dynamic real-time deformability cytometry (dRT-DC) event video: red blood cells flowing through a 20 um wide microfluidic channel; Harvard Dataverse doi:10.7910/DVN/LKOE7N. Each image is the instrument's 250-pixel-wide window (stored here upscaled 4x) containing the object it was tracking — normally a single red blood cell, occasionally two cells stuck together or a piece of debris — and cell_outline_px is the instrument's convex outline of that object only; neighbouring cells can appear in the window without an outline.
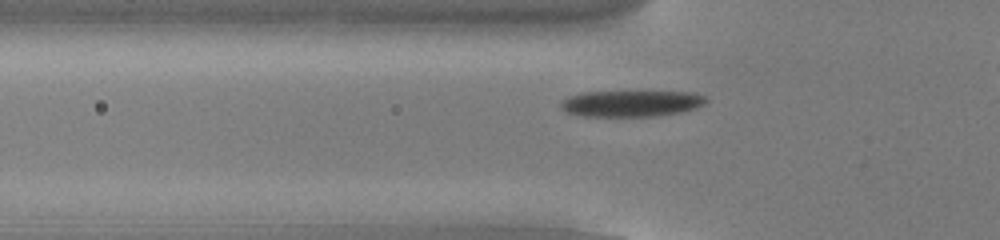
{"species": "common noctule bat (a hibernating species)", "species_latin": "Nyctalus noctula", "temperature_condition": "cold", "stored_images_in_passage": 42, "camera_frame_rate_fps": 3000, "um_per_image_px": 0.085, "animal": {"sex": "male", "body_mass_g": 13.0, "forearm_length_mm": 53.1}, "frame": {"image": 1, "passage_image": 12, "time_ms": 3.667, "image_size_px": [1000, 240], "cell_outline_px": [[708, 100], [704, 104], [696, 108], [680, 112], [656, 116], [580, 116], [568, 112], [560, 108], [560, 100], [568, 96], [580, 92], [692, 92], [704, 96]], "centroid_in_image_um": [53.61, 8.79], "position_along_channel_um": 72.2, "area_um2": 22.25}}
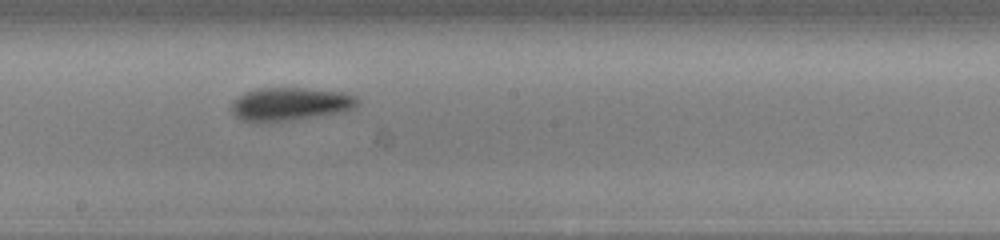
{"frame": {"image": 2, "passage_image": 24, "time_ms": 7.667, "image_size_px": [1000, 240], "cell_outline_px": [[360, 100], [352, 108], [344, 112], [260, 124], [256, 124], [240, 120], [228, 108], [232, 100], [244, 92], [256, 88], [304, 88], [344, 92], [356, 96]], "centroid_in_image_um": [24.57, 8.85], "position_along_channel_um": 223.6, "area_um2": 24.91}}
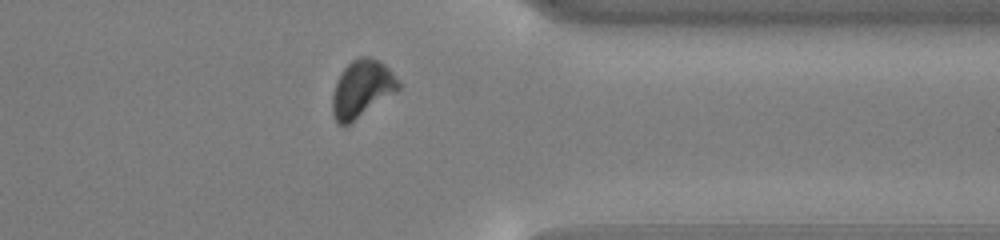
{"frame": {"image": 3, "passage_image": 37, "time_ms": 12.0, "image_size_px": [1000, 240], "cell_outline_px": [[400, 88], [348, 124], [340, 124], [336, 120], [332, 112], [332, 96], [336, 80], [340, 72], [352, 60], [360, 56], [368, 56], [380, 60], [388, 68], [400, 84]], "centroid_in_image_um": [30.72, 7.5], "position_along_channel_um": 380.7, "area_um2": 21.5}, "authors_computed_cell_mechanics": {"area_um2": 23.0622, "velocity_mm_per_s": 3.7935, "shape_relaxation_time_tau1_ms": 2.0168, "shape_relaxation_time_tau2_ms": 3.8433, "deformation_change_tau1": 0.1285, "deformation_change_tau2": 0.1048}}